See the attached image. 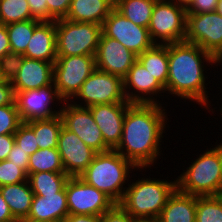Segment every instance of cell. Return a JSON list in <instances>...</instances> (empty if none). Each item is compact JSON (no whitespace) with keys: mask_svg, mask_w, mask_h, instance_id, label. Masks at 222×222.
<instances>
[{"mask_svg":"<svg viewBox=\"0 0 222 222\" xmlns=\"http://www.w3.org/2000/svg\"><path fill=\"white\" fill-rule=\"evenodd\" d=\"M55 101L61 105H58ZM15 102L21 121L28 122L36 119L52 118L59 115L63 100L59 97L52 83L43 88L17 92L15 94ZM51 104L53 107H60L59 109L56 107L54 109Z\"/></svg>","mask_w":222,"mask_h":222,"instance_id":"obj_13","label":"cell"},{"mask_svg":"<svg viewBox=\"0 0 222 222\" xmlns=\"http://www.w3.org/2000/svg\"><path fill=\"white\" fill-rule=\"evenodd\" d=\"M216 11L222 16V0L218 1V5H217Z\"/></svg>","mask_w":222,"mask_h":222,"instance_id":"obj_48","label":"cell"},{"mask_svg":"<svg viewBox=\"0 0 222 222\" xmlns=\"http://www.w3.org/2000/svg\"><path fill=\"white\" fill-rule=\"evenodd\" d=\"M157 220L159 222H196V196L183 193L176 188Z\"/></svg>","mask_w":222,"mask_h":222,"instance_id":"obj_23","label":"cell"},{"mask_svg":"<svg viewBox=\"0 0 222 222\" xmlns=\"http://www.w3.org/2000/svg\"><path fill=\"white\" fill-rule=\"evenodd\" d=\"M69 214L102 215L115 203L80 177H70L65 185Z\"/></svg>","mask_w":222,"mask_h":222,"instance_id":"obj_12","label":"cell"},{"mask_svg":"<svg viewBox=\"0 0 222 222\" xmlns=\"http://www.w3.org/2000/svg\"><path fill=\"white\" fill-rule=\"evenodd\" d=\"M187 10L169 0L155 2L148 26L149 35L155 44L183 42L186 34Z\"/></svg>","mask_w":222,"mask_h":222,"instance_id":"obj_8","label":"cell"},{"mask_svg":"<svg viewBox=\"0 0 222 222\" xmlns=\"http://www.w3.org/2000/svg\"><path fill=\"white\" fill-rule=\"evenodd\" d=\"M115 7V0H72L65 19L101 25Z\"/></svg>","mask_w":222,"mask_h":222,"instance_id":"obj_22","label":"cell"},{"mask_svg":"<svg viewBox=\"0 0 222 222\" xmlns=\"http://www.w3.org/2000/svg\"><path fill=\"white\" fill-rule=\"evenodd\" d=\"M14 139L19 149L26 152L28 156H31L39 149L34 131L26 122H22L19 125L14 133Z\"/></svg>","mask_w":222,"mask_h":222,"instance_id":"obj_35","label":"cell"},{"mask_svg":"<svg viewBox=\"0 0 222 222\" xmlns=\"http://www.w3.org/2000/svg\"><path fill=\"white\" fill-rule=\"evenodd\" d=\"M140 222H159L158 220L140 221Z\"/></svg>","mask_w":222,"mask_h":222,"instance_id":"obj_51","label":"cell"},{"mask_svg":"<svg viewBox=\"0 0 222 222\" xmlns=\"http://www.w3.org/2000/svg\"><path fill=\"white\" fill-rule=\"evenodd\" d=\"M69 215L65 187L57 194L34 195L26 219L35 222H63Z\"/></svg>","mask_w":222,"mask_h":222,"instance_id":"obj_21","label":"cell"},{"mask_svg":"<svg viewBox=\"0 0 222 222\" xmlns=\"http://www.w3.org/2000/svg\"><path fill=\"white\" fill-rule=\"evenodd\" d=\"M95 69V55L57 57L53 65V84L63 102L76 96Z\"/></svg>","mask_w":222,"mask_h":222,"instance_id":"obj_7","label":"cell"},{"mask_svg":"<svg viewBox=\"0 0 222 222\" xmlns=\"http://www.w3.org/2000/svg\"><path fill=\"white\" fill-rule=\"evenodd\" d=\"M25 56L10 51L0 58V79L12 82L24 62Z\"/></svg>","mask_w":222,"mask_h":222,"instance_id":"obj_34","label":"cell"},{"mask_svg":"<svg viewBox=\"0 0 222 222\" xmlns=\"http://www.w3.org/2000/svg\"><path fill=\"white\" fill-rule=\"evenodd\" d=\"M102 222H137L119 204H114L102 214Z\"/></svg>","mask_w":222,"mask_h":222,"instance_id":"obj_38","label":"cell"},{"mask_svg":"<svg viewBox=\"0 0 222 222\" xmlns=\"http://www.w3.org/2000/svg\"><path fill=\"white\" fill-rule=\"evenodd\" d=\"M26 123L33 129L39 149H57L59 134L63 126L60 114L52 118L36 119Z\"/></svg>","mask_w":222,"mask_h":222,"instance_id":"obj_26","label":"cell"},{"mask_svg":"<svg viewBox=\"0 0 222 222\" xmlns=\"http://www.w3.org/2000/svg\"><path fill=\"white\" fill-rule=\"evenodd\" d=\"M216 147L219 149L220 158H221V162H222V143L220 142L219 144L216 145Z\"/></svg>","mask_w":222,"mask_h":222,"instance_id":"obj_49","label":"cell"},{"mask_svg":"<svg viewBox=\"0 0 222 222\" xmlns=\"http://www.w3.org/2000/svg\"><path fill=\"white\" fill-rule=\"evenodd\" d=\"M176 3L178 6L185 8L186 10L192 5L194 0H169Z\"/></svg>","mask_w":222,"mask_h":222,"instance_id":"obj_47","label":"cell"},{"mask_svg":"<svg viewBox=\"0 0 222 222\" xmlns=\"http://www.w3.org/2000/svg\"><path fill=\"white\" fill-rule=\"evenodd\" d=\"M75 100H79V104ZM71 102L81 107L108 103H130L124 94L123 79L97 68L82 84Z\"/></svg>","mask_w":222,"mask_h":222,"instance_id":"obj_9","label":"cell"},{"mask_svg":"<svg viewBox=\"0 0 222 222\" xmlns=\"http://www.w3.org/2000/svg\"><path fill=\"white\" fill-rule=\"evenodd\" d=\"M17 222H35V221H31L28 219H20V220H17Z\"/></svg>","mask_w":222,"mask_h":222,"instance_id":"obj_50","label":"cell"},{"mask_svg":"<svg viewBox=\"0 0 222 222\" xmlns=\"http://www.w3.org/2000/svg\"><path fill=\"white\" fill-rule=\"evenodd\" d=\"M219 0H194L187 13L202 14L216 11Z\"/></svg>","mask_w":222,"mask_h":222,"instance_id":"obj_41","label":"cell"},{"mask_svg":"<svg viewBox=\"0 0 222 222\" xmlns=\"http://www.w3.org/2000/svg\"><path fill=\"white\" fill-rule=\"evenodd\" d=\"M137 60L166 88L168 78V44H154L137 56Z\"/></svg>","mask_w":222,"mask_h":222,"instance_id":"obj_25","label":"cell"},{"mask_svg":"<svg viewBox=\"0 0 222 222\" xmlns=\"http://www.w3.org/2000/svg\"><path fill=\"white\" fill-rule=\"evenodd\" d=\"M41 22L31 19L6 25L12 52L24 54L35 27Z\"/></svg>","mask_w":222,"mask_h":222,"instance_id":"obj_30","label":"cell"},{"mask_svg":"<svg viewBox=\"0 0 222 222\" xmlns=\"http://www.w3.org/2000/svg\"><path fill=\"white\" fill-rule=\"evenodd\" d=\"M102 33L118 40L137 56L155 44L150 38L148 28L128 20L115 7L103 22Z\"/></svg>","mask_w":222,"mask_h":222,"instance_id":"obj_11","label":"cell"},{"mask_svg":"<svg viewBox=\"0 0 222 222\" xmlns=\"http://www.w3.org/2000/svg\"><path fill=\"white\" fill-rule=\"evenodd\" d=\"M212 147V149H211ZM176 177L177 189L197 197L222 193V162L219 149L211 146Z\"/></svg>","mask_w":222,"mask_h":222,"instance_id":"obj_5","label":"cell"},{"mask_svg":"<svg viewBox=\"0 0 222 222\" xmlns=\"http://www.w3.org/2000/svg\"><path fill=\"white\" fill-rule=\"evenodd\" d=\"M184 41L198 45L219 60L222 57V16L217 11L186 13Z\"/></svg>","mask_w":222,"mask_h":222,"instance_id":"obj_10","label":"cell"},{"mask_svg":"<svg viewBox=\"0 0 222 222\" xmlns=\"http://www.w3.org/2000/svg\"><path fill=\"white\" fill-rule=\"evenodd\" d=\"M0 191L12 215L17 220L26 219L30 213L34 196L29 181L1 186Z\"/></svg>","mask_w":222,"mask_h":222,"instance_id":"obj_24","label":"cell"},{"mask_svg":"<svg viewBox=\"0 0 222 222\" xmlns=\"http://www.w3.org/2000/svg\"><path fill=\"white\" fill-rule=\"evenodd\" d=\"M165 110L159 104L131 103L127 107L122 138L115 150L139 171L151 168L161 156L160 143L168 120Z\"/></svg>","mask_w":222,"mask_h":222,"instance_id":"obj_1","label":"cell"},{"mask_svg":"<svg viewBox=\"0 0 222 222\" xmlns=\"http://www.w3.org/2000/svg\"><path fill=\"white\" fill-rule=\"evenodd\" d=\"M196 222H222V197L196 196Z\"/></svg>","mask_w":222,"mask_h":222,"instance_id":"obj_32","label":"cell"},{"mask_svg":"<svg viewBox=\"0 0 222 222\" xmlns=\"http://www.w3.org/2000/svg\"><path fill=\"white\" fill-rule=\"evenodd\" d=\"M54 63L25 57L12 86L14 93L39 89L53 83Z\"/></svg>","mask_w":222,"mask_h":222,"instance_id":"obj_19","label":"cell"},{"mask_svg":"<svg viewBox=\"0 0 222 222\" xmlns=\"http://www.w3.org/2000/svg\"><path fill=\"white\" fill-rule=\"evenodd\" d=\"M205 64L222 65L218 60L204 51L196 44L188 42L168 44V78L166 83V94H174L183 100H190L203 106L205 110L214 113V109L209 107L211 101L208 98V89L205 83L207 77L204 73ZM207 93V94H206ZM209 106V107H208Z\"/></svg>","mask_w":222,"mask_h":222,"instance_id":"obj_2","label":"cell"},{"mask_svg":"<svg viewBox=\"0 0 222 222\" xmlns=\"http://www.w3.org/2000/svg\"><path fill=\"white\" fill-rule=\"evenodd\" d=\"M31 15L41 21H49V11L46 0H27Z\"/></svg>","mask_w":222,"mask_h":222,"instance_id":"obj_40","label":"cell"},{"mask_svg":"<svg viewBox=\"0 0 222 222\" xmlns=\"http://www.w3.org/2000/svg\"><path fill=\"white\" fill-rule=\"evenodd\" d=\"M37 172L65 173L61 156L57 149H38L29 156L28 175Z\"/></svg>","mask_w":222,"mask_h":222,"instance_id":"obj_29","label":"cell"},{"mask_svg":"<svg viewBox=\"0 0 222 222\" xmlns=\"http://www.w3.org/2000/svg\"><path fill=\"white\" fill-rule=\"evenodd\" d=\"M136 168L116 150H108L96 153L80 178L119 204L127 188L125 182L130 180L131 171H138Z\"/></svg>","mask_w":222,"mask_h":222,"instance_id":"obj_3","label":"cell"},{"mask_svg":"<svg viewBox=\"0 0 222 222\" xmlns=\"http://www.w3.org/2000/svg\"><path fill=\"white\" fill-rule=\"evenodd\" d=\"M21 123L16 102L0 106V135L14 134Z\"/></svg>","mask_w":222,"mask_h":222,"instance_id":"obj_33","label":"cell"},{"mask_svg":"<svg viewBox=\"0 0 222 222\" xmlns=\"http://www.w3.org/2000/svg\"><path fill=\"white\" fill-rule=\"evenodd\" d=\"M63 222H102V215L69 214Z\"/></svg>","mask_w":222,"mask_h":222,"instance_id":"obj_44","label":"cell"},{"mask_svg":"<svg viewBox=\"0 0 222 222\" xmlns=\"http://www.w3.org/2000/svg\"><path fill=\"white\" fill-rule=\"evenodd\" d=\"M130 104L108 103L88 107L95 123L101 130L105 145L110 150H115L121 141L123 121L127 107Z\"/></svg>","mask_w":222,"mask_h":222,"instance_id":"obj_18","label":"cell"},{"mask_svg":"<svg viewBox=\"0 0 222 222\" xmlns=\"http://www.w3.org/2000/svg\"><path fill=\"white\" fill-rule=\"evenodd\" d=\"M221 105H222V104H221ZM220 113H221L220 115H221V117H222V106H221V109H220Z\"/></svg>","mask_w":222,"mask_h":222,"instance_id":"obj_53","label":"cell"},{"mask_svg":"<svg viewBox=\"0 0 222 222\" xmlns=\"http://www.w3.org/2000/svg\"><path fill=\"white\" fill-rule=\"evenodd\" d=\"M69 178L66 173L54 172H37L28 175L32 192L41 197L60 192Z\"/></svg>","mask_w":222,"mask_h":222,"instance_id":"obj_28","label":"cell"},{"mask_svg":"<svg viewBox=\"0 0 222 222\" xmlns=\"http://www.w3.org/2000/svg\"><path fill=\"white\" fill-rule=\"evenodd\" d=\"M123 88L130 103L164 105L156 97L166 93L165 87L138 60L123 78Z\"/></svg>","mask_w":222,"mask_h":222,"instance_id":"obj_15","label":"cell"},{"mask_svg":"<svg viewBox=\"0 0 222 222\" xmlns=\"http://www.w3.org/2000/svg\"><path fill=\"white\" fill-rule=\"evenodd\" d=\"M23 55L30 59L55 63L57 59L56 21H41L35 27Z\"/></svg>","mask_w":222,"mask_h":222,"instance_id":"obj_20","label":"cell"},{"mask_svg":"<svg viewBox=\"0 0 222 222\" xmlns=\"http://www.w3.org/2000/svg\"><path fill=\"white\" fill-rule=\"evenodd\" d=\"M136 61L137 55L122 43L101 34L95 55L97 69L123 79Z\"/></svg>","mask_w":222,"mask_h":222,"instance_id":"obj_17","label":"cell"},{"mask_svg":"<svg viewBox=\"0 0 222 222\" xmlns=\"http://www.w3.org/2000/svg\"><path fill=\"white\" fill-rule=\"evenodd\" d=\"M60 116L63 126L75 133L94 151L99 153L110 150L105 145L101 130L95 123L88 107H81L71 103V101H66L61 106Z\"/></svg>","mask_w":222,"mask_h":222,"instance_id":"obj_14","label":"cell"},{"mask_svg":"<svg viewBox=\"0 0 222 222\" xmlns=\"http://www.w3.org/2000/svg\"><path fill=\"white\" fill-rule=\"evenodd\" d=\"M28 181L27 173L8 160L0 161V187Z\"/></svg>","mask_w":222,"mask_h":222,"instance_id":"obj_36","label":"cell"},{"mask_svg":"<svg viewBox=\"0 0 222 222\" xmlns=\"http://www.w3.org/2000/svg\"><path fill=\"white\" fill-rule=\"evenodd\" d=\"M157 0H115V8L136 25L148 28Z\"/></svg>","mask_w":222,"mask_h":222,"instance_id":"obj_27","label":"cell"},{"mask_svg":"<svg viewBox=\"0 0 222 222\" xmlns=\"http://www.w3.org/2000/svg\"><path fill=\"white\" fill-rule=\"evenodd\" d=\"M15 102V93L12 83L0 79V106L13 104Z\"/></svg>","mask_w":222,"mask_h":222,"instance_id":"obj_42","label":"cell"},{"mask_svg":"<svg viewBox=\"0 0 222 222\" xmlns=\"http://www.w3.org/2000/svg\"><path fill=\"white\" fill-rule=\"evenodd\" d=\"M72 0H46L49 21L66 18Z\"/></svg>","mask_w":222,"mask_h":222,"instance_id":"obj_37","label":"cell"},{"mask_svg":"<svg viewBox=\"0 0 222 222\" xmlns=\"http://www.w3.org/2000/svg\"><path fill=\"white\" fill-rule=\"evenodd\" d=\"M35 19L27 0H0V23L8 25Z\"/></svg>","mask_w":222,"mask_h":222,"instance_id":"obj_31","label":"cell"},{"mask_svg":"<svg viewBox=\"0 0 222 222\" xmlns=\"http://www.w3.org/2000/svg\"><path fill=\"white\" fill-rule=\"evenodd\" d=\"M101 34L98 24L56 20L57 57L96 55Z\"/></svg>","mask_w":222,"mask_h":222,"instance_id":"obj_6","label":"cell"},{"mask_svg":"<svg viewBox=\"0 0 222 222\" xmlns=\"http://www.w3.org/2000/svg\"><path fill=\"white\" fill-rule=\"evenodd\" d=\"M11 51L6 25L0 23V58Z\"/></svg>","mask_w":222,"mask_h":222,"instance_id":"obj_45","label":"cell"},{"mask_svg":"<svg viewBox=\"0 0 222 222\" xmlns=\"http://www.w3.org/2000/svg\"><path fill=\"white\" fill-rule=\"evenodd\" d=\"M218 63H222V57L218 60Z\"/></svg>","mask_w":222,"mask_h":222,"instance_id":"obj_52","label":"cell"},{"mask_svg":"<svg viewBox=\"0 0 222 222\" xmlns=\"http://www.w3.org/2000/svg\"><path fill=\"white\" fill-rule=\"evenodd\" d=\"M0 222H17L0 191Z\"/></svg>","mask_w":222,"mask_h":222,"instance_id":"obj_46","label":"cell"},{"mask_svg":"<svg viewBox=\"0 0 222 222\" xmlns=\"http://www.w3.org/2000/svg\"><path fill=\"white\" fill-rule=\"evenodd\" d=\"M6 160L23 169L28 175L29 156L22 149H19L16 144L13 145Z\"/></svg>","mask_w":222,"mask_h":222,"instance_id":"obj_39","label":"cell"},{"mask_svg":"<svg viewBox=\"0 0 222 222\" xmlns=\"http://www.w3.org/2000/svg\"><path fill=\"white\" fill-rule=\"evenodd\" d=\"M145 178H138L132 183L130 180L119 203L137 222L157 220L168 198L177 188L176 180Z\"/></svg>","mask_w":222,"mask_h":222,"instance_id":"obj_4","label":"cell"},{"mask_svg":"<svg viewBox=\"0 0 222 222\" xmlns=\"http://www.w3.org/2000/svg\"><path fill=\"white\" fill-rule=\"evenodd\" d=\"M14 144V134L0 135V161L7 159Z\"/></svg>","mask_w":222,"mask_h":222,"instance_id":"obj_43","label":"cell"},{"mask_svg":"<svg viewBox=\"0 0 222 222\" xmlns=\"http://www.w3.org/2000/svg\"><path fill=\"white\" fill-rule=\"evenodd\" d=\"M57 150L69 177H80L97 153L64 126L59 134Z\"/></svg>","mask_w":222,"mask_h":222,"instance_id":"obj_16","label":"cell"}]
</instances>
